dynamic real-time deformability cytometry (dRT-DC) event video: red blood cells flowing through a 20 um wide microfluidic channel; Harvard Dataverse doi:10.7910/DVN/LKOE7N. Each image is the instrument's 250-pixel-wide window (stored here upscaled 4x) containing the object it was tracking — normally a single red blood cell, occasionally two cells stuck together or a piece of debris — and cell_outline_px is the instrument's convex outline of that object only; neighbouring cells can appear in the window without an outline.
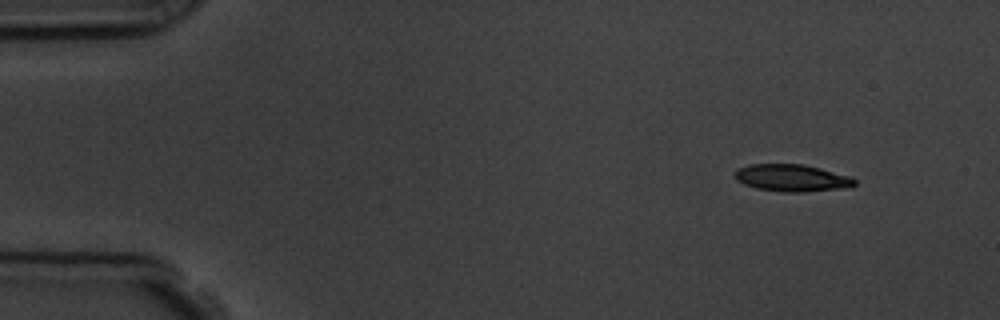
{"species": "common noctule bat (a hibernating species)", "species_latin": "Nyctalus noctula", "temperature_condition": "room temperature", "stored_images_in_passage": 7, "camera_frame_rate_fps": 3000, "um_per_image_px": 0.085, "animal": {"sex": "male", "body_mass_g": 19.5, "forearm_length_mm": 54.6}, "frame": {"image": 1, "passage_image": 1, "time_ms": 0.0, "image_size_px": [1000, 320], "cell_outline_px": [[856, 184], [848, 188], [804, 192], [784, 192], [756, 188], [744, 184], [736, 180], [732, 176], [732, 172], [736, 168], [748, 164], [804, 164], [852, 176], [856, 180]], "centroid_in_image_um": [67.29, 15.12], "position_along_channel_um": 17.7, "area_um2": 19.36}}
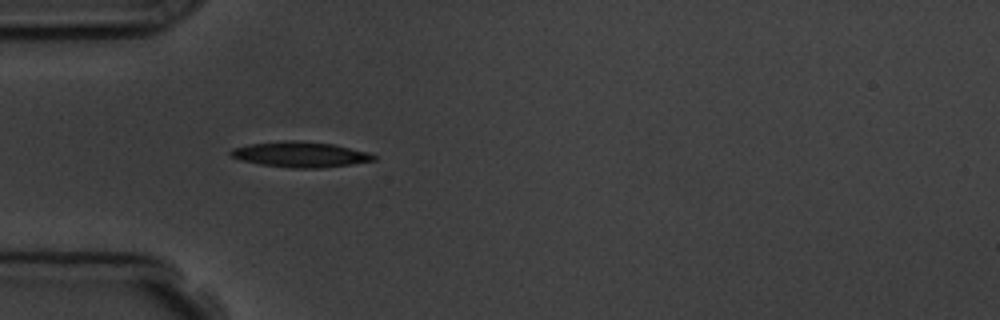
{"frame": {"image": 2, "passage_image": 4, "time_ms": 3.667, "image_size_px": [1000, 320], "cell_outline_px": [[376, 160], [352, 164], [320, 168], [288, 168], [260, 164], [240, 160], [232, 156], [228, 152], [232, 148], [248, 144], [284, 140], [300, 140], [332, 144], [368, 152], [376, 156]], "centroid_in_image_um": [25.5, 13.12], "position_along_channel_um": 59.5, "area_um2": 21.33}}